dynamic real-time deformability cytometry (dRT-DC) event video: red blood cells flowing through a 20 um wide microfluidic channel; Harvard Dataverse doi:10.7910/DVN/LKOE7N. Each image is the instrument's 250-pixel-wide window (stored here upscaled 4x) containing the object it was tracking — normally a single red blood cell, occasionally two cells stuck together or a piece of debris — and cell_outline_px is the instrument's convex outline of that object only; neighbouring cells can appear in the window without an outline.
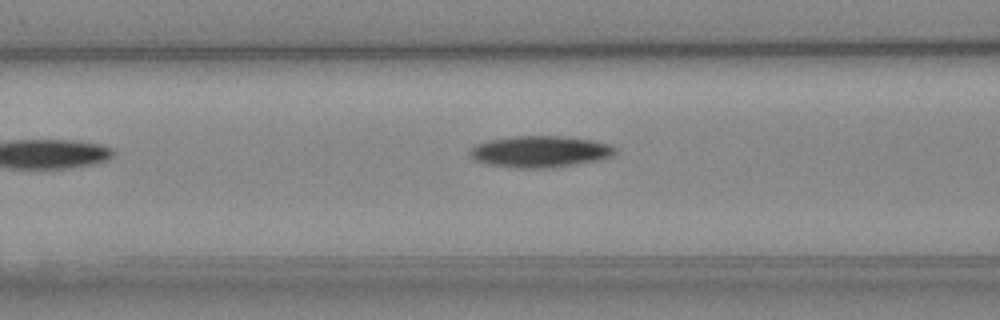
{"species": "Egyptian fruit bat (a non-hibernating species)", "species_latin": "Rousettus aegyptiacus", "temperature_condition": "cold", "stored_images_in_passage": 5, "camera_frame_rate_fps": 3000, "um_per_image_px": 0.085, "animal": {"sex": "female"}, "frame": {"image": 1, "passage_image": 4, "time_ms": 3.667, "image_size_px": [1000, 320], "cell_outline_px": [[616, 152], [612, 156], [600, 160], [544, 168], [516, 168], [488, 164], [476, 160], [468, 156], [468, 152], [476, 144], [488, 140], [516, 136], [564, 136], [592, 140], [608, 144], [616, 148]], "centroid_in_image_um": [45.88, 12.88], "position_along_channel_um": 120.7, "area_um2": 26.53}}